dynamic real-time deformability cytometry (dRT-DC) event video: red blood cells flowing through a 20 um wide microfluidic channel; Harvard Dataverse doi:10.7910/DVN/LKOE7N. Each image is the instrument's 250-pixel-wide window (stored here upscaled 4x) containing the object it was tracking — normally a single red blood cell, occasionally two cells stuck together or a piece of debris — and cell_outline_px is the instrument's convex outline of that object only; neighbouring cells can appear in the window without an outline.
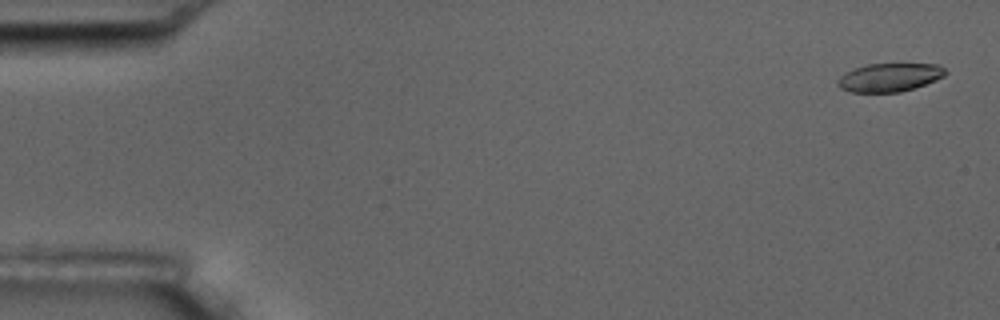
{"species": "common noctule bat (a hibernating species)", "species_latin": "Nyctalus noctula", "temperature_condition": "room temperature", "stored_images_in_passage": 5, "camera_frame_rate_fps": 3000, "um_per_image_px": 0.085, "animal": {"sex": "male", "body_mass_g": 17.5, "forearm_length_mm": 52.3}, "frame": {"image": 1, "passage_image": 1, "time_ms": 0.0, "image_size_px": [1000, 320], "cell_outline_px": [[948, 72], [944, 76], [936, 80], [900, 92], [852, 92], [840, 88], [836, 84], [836, 80], [844, 72], [868, 64], [940, 64]], "centroid_in_image_um": [75.59, 6.57], "position_along_channel_um": 9.4, "area_um2": 17.8}}
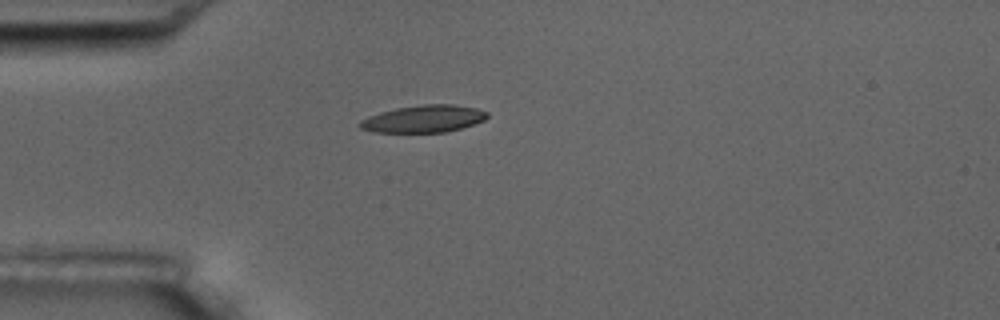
{"frame": {"image": 2, "passage_image": 5, "time_ms": 4.667, "image_size_px": [1000, 320], "cell_outline_px": [[488, 116], [484, 120], [460, 128], [444, 132], [372, 132], [360, 128], [356, 124], [360, 120], [368, 116], [380, 112], [396, 108], [424, 104], [452, 104], [476, 108], [488, 112]], "centroid_in_image_um": [35.96, 10.1], "position_along_channel_um": 49.0, "area_um2": 20.17}}